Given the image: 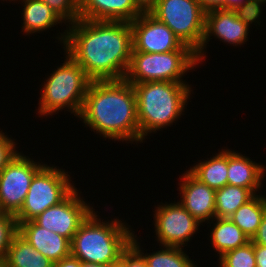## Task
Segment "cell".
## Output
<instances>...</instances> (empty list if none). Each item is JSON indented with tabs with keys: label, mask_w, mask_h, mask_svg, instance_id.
I'll return each mask as SVG.
<instances>
[{
	"label": "cell",
	"mask_w": 266,
	"mask_h": 267,
	"mask_svg": "<svg viewBox=\"0 0 266 267\" xmlns=\"http://www.w3.org/2000/svg\"><path fill=\"white\" fill-rule=\"evenodd\" d=\"M58 37L91 81L124 79L132 55L130 22L78 19Z\"/></svg>",
	"instance_id": "6da1fadb"
},
{
	"label": "cell",
	"mask_w": 266,
	"mask_h": 267,
	"mask_svg": "<svg viewBox=\"0 0 266 267\" xmlns=\"http://www.w3.org/2000/svg\"><path fill=\"white\" fill-rule=\"evenodd\" d=\"M85 125L104 138L142 142L136 95L125 79L91 81L79 115Z\"/></svg>",
	"instance_id": "7a4b0ae2"
},
{
	"label": "cell",
	"mask_w": 266,
	"mask_h": 267,
	"mask_svg": "<svg viewBox=\"0 0 266 267\" xmlns=\"http://www.w3.org/2000/svg\"><path fill=\"white\" fill-rule=\"evenodd\" d=\"M141 138L179 119L191 94L188 83L168 81L132 84Z\"/></svg>",
	"instance_id": "3957f363"
},
{
	"label": "cell",
	"mask_w": 266,
	"mask_h": 267,
	"mask_svg": "<svg viewBox=\"0 0 266 267\" xmlns=\"http://www.w3.org/2000/svg\"><path fill=\"white\" fill-rule=\"evenodd\" d=\"M97 217L92 211L81 223L70 242L71 256L102 265L118 262L131 245L133 232L122 221L105 223Z\"/></svg>",
	"instance_id": "277c9868"
},
{
	"label": "cell",
	"mask_w": 266,
	"mask_h": 267,
	"mask_svg": "<svg viewBox=\"0 0 266 267\" xmlns=\"http://www.w3.org/2000/svg\"><path fill=\"white\" fill-rule=\"evenodd\" d=\"M67 59V60H66ZM57 70H54L44 83L38 113L51 115L64 107L77 117L83 107L84 99L91 80L84 69L68 54Z\"/></svg>",
	"instance_id": "5b68a950"
},
{
	"label": "cell",
	"mask_w": 266,
	"mask_h": 267,
	"mask_svg": "<svg viewBox=\"0 0 266 267\" xmlns=\"http://www.w3.org/2000/svg\"><path fill=\"white\" fill-rule=\"evenodd\" d=\"M199 63L195 51L146 53L132 51L124 79L131 84L168 81L185 83L182 76Z\"/></svg>",
	"instance_id": "8992f818"
},
{
	"label": "cell",
	"mask_w": 266,
	"mask_h": 267,
	"mask_svg": "<svg viewBox=\"0 0 266 267\" xmlns=\"http://www.w3.org/2000/svg\"><path fill=\"white\" fill-rule=\"evenodd\" d=\"M68 176L64 170L44 164L34 175L23 205L14 216L17 224L33 220L65 200L76 189Z\"/></svg>",
	"instance_id": "52a82bcc"
},
{
	"label": "cell",
	"mask_w": 266,
	"mask_h": 267,
	"mask_svg": "<svg viewBox=\"0 0 266 267\" xmlns=\"http://www.w3.org/2000/svg\"><path fill=\"white\" fill-rule=\"evenodd\" d=\"M150 14L171 29L193 51L197 52L201 48L206 11L197 0H158Z\"/></svg>",
	"instance_id": "ba28073f"
},
{
	"label": "cell",
	"mask_w": 266,
	"mask_h": 267,
	"mask_svg": "<svg viewBox=\"0 0 266 267\" xmlns=\"http://www.w3.org/2000/svg\"><path fill=\"white\" fill-rule=\"evenodd\" d=\"M43 164L18 153L0 172V205L4 213L16 215L24 202L34 175Z\"/></svg>",
	"instance_id": "9c48e42d"
},
{
	"label": "cell",
	"mask_w": 266,
	"mask_h": 267,
	"mask_svg": "<svg viewBox=\"0 0 266 267\" xmlns=\"http://www.w3.org/2000/svg\"><path fill=\"white\" fill-rule=\"evenodd\" d=\"M257 12H241L213 9L206 12L205 30L201 48L196 52L200 62L204 58V47L212 34L223 42L241 45L247 40L249 25L259 19ZM203 51V52H202Z\"/></svg>",
	"instance_id": "30bf717a"
},
{
	"label": "cell",
	"mask_w": 266,
	"mask_h": 267,
	"mask_svg": "<svg viewBox=\"0 0 266 267\" xmlns=\"http://www.w3.org/2000/svg\"><path fill=\"white\" fill-rule=\"evenodd\" d=\"M130 25L132 51L146 53L193 51L189 46L184 45L171 29L150 13H142Z\"/></svg>",
	"instance_id": "8fae6325"
},
{
	"label": "cell",
	"mask_w": 266,
	"mask_h": 267,
	"mask_svg": "<svg viewBox=\"0 0 266 267\" xmlns=\"http://www.w3.org/2000/svg\"><path fill=\"white\" fill-rule=\"evenodd\" d=\"M155 210V232L157 241L163 246L180 247L189 242L201 224L181 204L160 205Z\"/></svg>",
	"instance_id": "7c38bea8"
},
{
	"label": "cell",
	"mask_w": 266,
	"mask_h": 267,
	"mask_svg": "<svg viewBox=\"0 0 266 267\" xmlns=\"http://www.w3.org/2000/svg\"><path fill=\"white\" fill-rule=\"evenodd\" d=\"M92 211L93 207L85 203L78 196V191L75 189L60 204L47 208L33 221L37 225L53 231L71 242L81 223Z\"/></svg>",
	"instance_id": "4fadbf2b"
},
{
	"label": "cell",
	"mask_w": 266,
	"mask_h": 267,
	"mask_svg": "<svg viewBox=\"0 0 266 267\" xmlns=\"http://www.w3.org/2000/svg\"><path fill=\"white\" fill-rule=\"evenodd\" d=\"M180 204L200 223L215 218L216 190L201 183L188 170L181 177ZM214 217V218H213Z\"/></svg>",
	"instance_id": "5bb4252c"
},
{
	"label": "cell",
	"mask_w": 266,
	"mask_h": 267,
	"mask_svg": "<svg viewBox=\"0 0 266 267\" xmlns=\"http://www.w3.org/2000/svg\"><path fill=\"white\" fill-rule=\"evenodd\" d=\"M18 233L54 263L71 255L70 241L67 238L37 225L33 220L21 222Z\"/></svg>",
	"instance_id": "9a60e30c"
},
{
	"label": "cell",
	"mask_w": 266,
	"mask_h": 267,
	"mask_svg": "<svg viewBox=\"0 0 266 267\" xmlns=\"http://www.w3.org/2000/svg\"><path fill=\"white\" fill-rule=\"evenodd\" d=\"M81 19L132 22L142 13L133 0H78Z\"/></svg>",
	"instance_id": "2e32d148"
},
{
	"label": "cell",
	"mask_w": 266,
	"mask_h": 267,
	"mask_svg": "<svg viewBox=\"0 0 266 267\" xmlns=\"http://www.w3.org/2000/svg\"><path fill=\"white\" fill-rule=\"evenodd\" d=\"M264 168L250 158L228 150L227 185L244 187L256 194L262 185Z\"/></svg>",
	"instance_id": "e0dca14e"
},
{
	"label": "cell",
	"mask_w": 266,
	"mask_h": 267,
	"mask_svg": "<svg viewBox=\"0 0 266 267\" xmlns=\"http://www.w3.org/2000/svg\"><path fill=\"white\" fill-rule=\"evenodd\" d=\"M4 261L6 267H54V262L32 247L19 233L13 237Z\"/></svg>",
	"instance_id": "ac0fdd59"
},
{
	"label": "cell",
	"mask_w": 266,
	"mask_h": 267,
	"mask_svg": "<svg viewBox=\"0 0 266 267\" xmlns=\"http://www.w3.org/2000/svg\"><path fill=\"white\" fill-rule=\"evenodd\" d=\"M201 183L214 190L227 185L228 150L224 149L219 154L196 164L188 170Z\"/></svg>",
	"instance_id": "d6986e66"
},
{
	"label": "cell",
	"mask_w": 266,
	"mask_h": 267,
	"mask_svg": "<svg viewBox=\"0 0 266 267\" xmlns=\"http://www.w3.org/2000/svg\"><path fill=\"white\" fill-rule=\"evenodd\" d=\"M16 1V0H15ZM23 30L30 33L45 31L57 23L64 22L47 4L41 0H23Z\"/></svg>",
	"instance_id": "ffe728a7"
},
{
	"label": "cell",
	"mask_w": 266,
	"mask_h": 267,
	"mask_svg": "<svg viewBox=\"0 0 266 267\" xmlns=\"http://www.w3.org/2000/svg\"><path fill=\"white\" fill-rule=\"evenodd\" d=\"M214 228L212 229V246L218 252L219 257L227 251L245 245L250 239L230 218H214Z\"/></svg>",
	"instance_id": "44dd1931"
},
{
	"label": "cell",
	"mask_w": 266,
	"mask_h": 267,
	"mask_svg": "<svg viewBox=\"0 0 266 267\" xmlns=\"http://www.w3.org/2000/svg\"><path fill=\"white\" fill-rule=\"evenodd\" d=\"M266 212V197L255 195L241 205L229 218L252 240Z\"/></svg>",
	"instance_id": "7402d4cb"
},
{
	"label": "cell",
	"mask_w": 266,
	"mask_h": 267,
	"mask_svg": "<svg viewBox=\"0 0 266 267\" xmlns=\"http://www.w3.org/2000/svg\"><path fill=\"white\" fill-rule=\"evenodd\" d=\"M256 194L250 189L225 185L215 193V218H229L241 205Z\"/></svg>",
	"instance_id": "603a6c76"
},
{
	"label": "cell",
	"mask_w": 266,
	"mask_h": 267,
	"mask_svg": "<svg viewBox=\"0 0 266 267\" xmlns=\"http://www.w3.org/2000/svg\"><path fill=\"white\" fill-rule=\"evenodd\" d=\"M135 237L137 236H134L133 233L131 245L143 256L147 267H196L195 263L189 259V256L180 247L165 246L162 250L146 255L141 252L142 250H140V245Z\"/></svg>",
	"instance_id": "cb8c5ba5"
},
{
	"label": "cell",
	"mask_w": 266,
	"mask_h": 267,
	"mask_svg": "<svg viewBox=\"0 0 266 267\" xmlns=\"http://www.w3.org/2000/svg\"><path fill=\"white\" fill-rule=\"evenodd\" d=\"M219 260L220 267H256L254 243L250 240L243 246L227 251Z\"/></svg>",
	"instance_id": "d4e9b609"
},
{
	"label": "cell",
	"mask_w": 266,
	"mask_h": 267,
	"mask_svg": "<svg viewBox=\"0 0 266 267\" xmlns=\"http://www.w3.org/2000/svg\"><path fill=\"white\" fill-rule=\"evenodd\" d=\"M18 233V224L14 215H0V260H4L13 237Z\"/></svg>",
	"instance_id": "484cf974"
},
{
	"label": "cell",
	"mask_w": 266,
	"mask_h": 267,
	"mask_svg": "<svg viewBox=\"0 0 266 267\" xmlns=\"http://www.w3.org/2000/svg\"><path fill=\"white\" fill-rule=\"evenodd\" d=\"M47 4L63 21L72 24L80 19L78 0H41ZM70 22V23H69Z\"/></svg>",
	"instance_id": "4316f807"
},
{
	"label": "cell",
	"mask_w": 266,
	"mask_h": 267,
	"mask_svg": "<svg viewBox=\"0 0 266 267\" xmlns=\"http://www.w3.org/2000/svg\"><path fill=\"white\" fill-rule=\"evenodd\" d=\"M15 149V142L0 131V172L18 154Z\"/></svg>",
	"instance_id": "83f0119b"
},
{
	"label": "cell",
	"mask_w": 266,
	"mask_h": 267,
	"mask_svg": "<svg viewBox=\"0 0 266 267\" xmlns=\"http://www.w3.org/2000/svg\"><path fill=\"white\" fill-rule=\"evenodd\" d=\"M224 9L241 12H257L259 15L262 13L261 6L254 0H224Z\"/></svg>",
	"instance_id": "f1b7e54d"
},
{
	"label": "cell",
	"mask_w": 266,
	"mask_h": 267,
	"mask_svg": "<svg viewBox=\"0 0 266 267\" xmlns=\"http://www.w3.org/2000/svg\"><path fill=\"white\" fill-rule=\"evenodd\" d=\"M120 261L125 267H147L143 256L132 245L122 253Z\"/></svg>",
	"instance_id": "f546056e"
},
{
	"label": "cell",
	"mask_w": 266,
	"mask_h": 267,
	"mask_svg": "<svg viewBox=\"0 0 266 267\" xmlns=\"http://www.w3.org/2000/svg\"><path fill=\"white\" fill-rule=\"evenodd\" d=\"M254 244L266 246V212L259 225L256 235L251 240Z\"/></svg>",
	"instance_id": "4dcf8cb0"
},
{
	"label": "cell",
	"mask_w": 266,
	"mask_h": 267,
	"mask_svg": "<svg viewBox=\"0 0 266 267\" xmlns=\"http://www.w3.org/2000/svg\"><path fill=\"white\" fill-rule=\"evenodd\" d=\"M256 267H266V246L254 244Z\"/></svg>",
	"instance_id": "1f68e13d"
},
{
	"label": "cell",
	"mask_w": 266,
	"mask_h": 267,
	"mask_svg": "<svg viewBox=\"0 0 266 267\" xmlns=\"http://www.w3.org/2000/svg\"><path fill=\"white\" fill-rule=\"evenodd\" d=\"M135 6L141 13H150L158 0H133Z\"/></svg>",
	"instance_id": "d6a6232c"
},
{
	"label": "cell",
	"mask_w": 266,
	"mask_h": 267,
	"mask_svg": "<svg viewBox=\"0 0 266 267\" xmlns=\"http://www.w3.org/2000/svg\"><path fill=\"white\" fill-rule=\"evenodd\" d=\"M197 2L206 12L213 9H224V0H197Z\"/></svg>",
	"instance_id": "836d02e7"
},
{
	"label": "cell",
	"mask_w": 266,
	"mask_h": 267,
	"mask_svg": "<svg viewBox=\"0 0 266 267\" xmlns=\"http://www.w3.org/2000/svg\"><path fill=\"white\" fill-rule=\"evenodd\" d=\"M54 267H80V260L70 255L67 258L55 262Z\"/></svg>",
	"instance_id": "e575fe53"
},
{
	"label": "cell",
	"mask_w": 266,
	"mask_h": 267,
	"mask_svg": "<svg viewBox=\"0 0 266 267\" xmlns=\"http://www.w3.org/2000/svg\"><path fill=\"white\" fill-rule=\"evenodd\" d=\"M80 267H110V264L109 265H102V264H97V263L80 261Z\"/></svg>",
	"instance_id": "d590c367"
},
{
	"label": "cell",
	"mask_w": 266,
	"mask_h": 267,
	"mask_svg": "<svg viewBox=\"0 0 266 267\" xmlns=\"http://www.w3.org/2000/svg\"><path fill=\"white\" fill-rule=\"evenodd\" d=\"M110 267H125V265L119 260L113 264H110Z\"/></svg>",
	"instance_id": "8d00e7d4"
},
{
	"label": "cell",
	"mask_w": 266,
	"mask_h": 267,
	"mask_svg": "<svg viewBox=\"0 0 266 267\" xmlns=\"http://www.w3.org/2000/svg\"><path fill=\"white\" fill-rule=\"evenodd\" d=\"M259 6L262 5V3H265L266 0H254Z\"/></svg>",
	"instance_id": "74e56055"
},
{
	"label": "cell",
	"mask_w": 266,
	"mask_h": 267,
	"mask_svg": "<svg viewBox=\"0 0 266 267\" xmlns=\"http://www.w3.org/2000/svg\"><path fill=\"white\" fill-rule=\"evenodd\" d=\"M0 267H6L4 260H0Z\"/></svg>",
	"instance_id": "f35d334b"
},
{
	"label": "cell",
	"mask_w": 266,
	"mask_h": 267,
	"mask_svg": "<svg viewBox=\"0 0 266 267\" xmlns=\"http://www.w3.org/2000/svg\"><path fill=\"white\" fill-rule=\"evenodd\" d=\"M1 214H4V211L2 210L1 205H0V215Z\"/></svg>",
	"instance_id": "ab89813d"
}]
</instances>
